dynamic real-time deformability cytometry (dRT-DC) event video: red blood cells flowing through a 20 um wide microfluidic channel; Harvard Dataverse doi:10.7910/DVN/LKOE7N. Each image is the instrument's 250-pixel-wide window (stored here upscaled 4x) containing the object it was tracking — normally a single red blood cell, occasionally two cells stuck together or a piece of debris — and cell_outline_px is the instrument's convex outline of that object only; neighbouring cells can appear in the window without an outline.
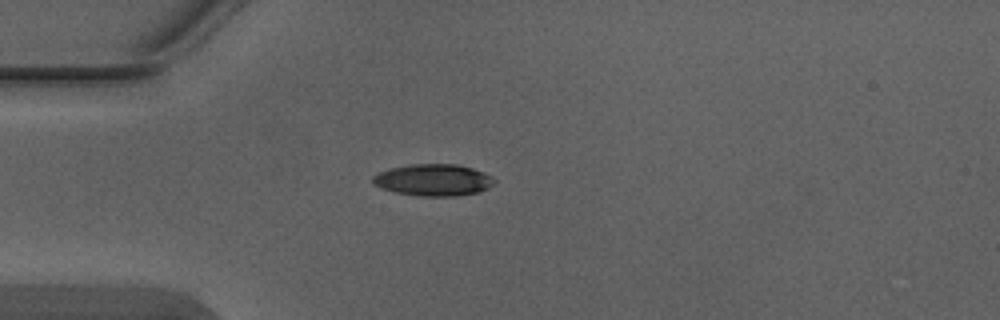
{"species": "Egyptian fruit bat (a non-hibernating species)", "species_latin": "Rousettus aegyptiacus", "temperature_condition": "warm", "stored_images_in_passage": 2, "camera_frame_rate_fps": 3000, "um_per_image_px": 0.085, "animal": {"sex": "male"}, "frame": {"image": 1, "passage_image": 1, "time_ms": 0.0, "image_size_px": [1000, 320], "cell_outline_px": [[496, 180], [488, 188], [480, 192], [456, 196], [420, 196], [396, 192], [372, 184], [372, 176], [388, 168], [412, 164], [456, 164], [472, 168], [484, 172], [492, 176]], "centroid_in_image_um": [36.85, 15.29], "position_along_channel_um": 48.2, "area_um2": 22.54}}